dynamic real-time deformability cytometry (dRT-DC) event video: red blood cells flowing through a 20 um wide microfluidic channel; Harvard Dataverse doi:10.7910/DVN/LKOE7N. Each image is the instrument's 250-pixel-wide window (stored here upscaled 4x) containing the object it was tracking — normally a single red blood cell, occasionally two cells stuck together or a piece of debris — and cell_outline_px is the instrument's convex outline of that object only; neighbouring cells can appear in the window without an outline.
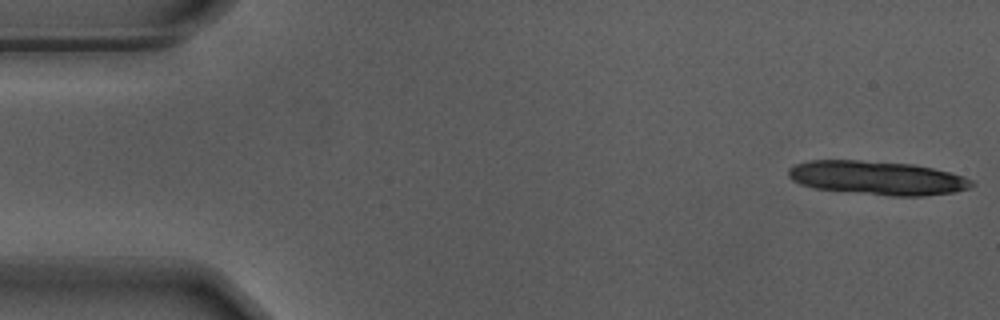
{"species": "Egyptian fruit bat (a non-hibernating species)", "species_latin": "Rousettus aegyptiacus", "temperature_condition": "warm", "stored_images_in_passage": 13, "camera_frame_rate_fps": 3000, "um_per_image_px": 0.085, "animal": {"sex": "male"}, "frame": {"image": 1, "passage_image": 1, "time_ms": 0.0, "image_size_px": [1000, 320], "cell_outline_px": [[976, 184], [972, 188], [956, 192], [924, 196], [892, 196], [816, 188], [800, 184], [792, 180], [788, 176], [788, 168], [796, 164], [808, 160], [860, 160], [912, 164], [932, 168], [948, 172], [972, 180]], "centroid_in_image_um": [74.58, 15.12], "position_along_channel_um": 10.4, "area_um2": 36.07}}